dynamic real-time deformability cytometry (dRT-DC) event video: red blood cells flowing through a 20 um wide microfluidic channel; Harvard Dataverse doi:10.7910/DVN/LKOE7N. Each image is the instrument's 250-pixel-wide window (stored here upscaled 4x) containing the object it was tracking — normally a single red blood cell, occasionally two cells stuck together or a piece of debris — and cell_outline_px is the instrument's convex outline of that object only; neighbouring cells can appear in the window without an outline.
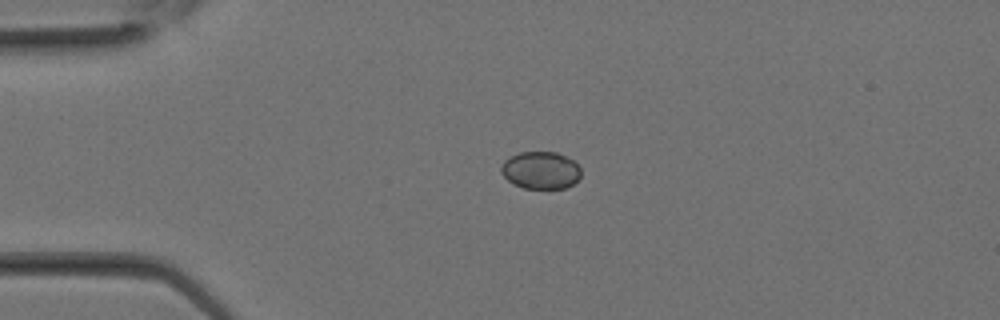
{"species": "Egyptian fruit bat (a non-hibernating species)", "species_latin": "Rousettus aegyptiacus", "temperature_condition": "room temperature", "stored_images_in_passage": 11, "camera_frame_rate_fps": 3000, "um_per_image_px": 0.085, "animal": {"sex": "female"}, "frame": {"image": 1, "passage_image": 7, "time_ms": 2.0, "image_size_px": [1000, 320], "cell_outline_px": [[580, 176], [572, 184], [564, 188], [524, 188], [512, 184], [500, 172], [500, 164], [508, 156], [520, 152], [556, 152], [572, 160], [580, 168]], "centroid_in_image_um": [45.89, 14.46], "position_along_channel_um": 39.1, "area_um2": 17.4}}
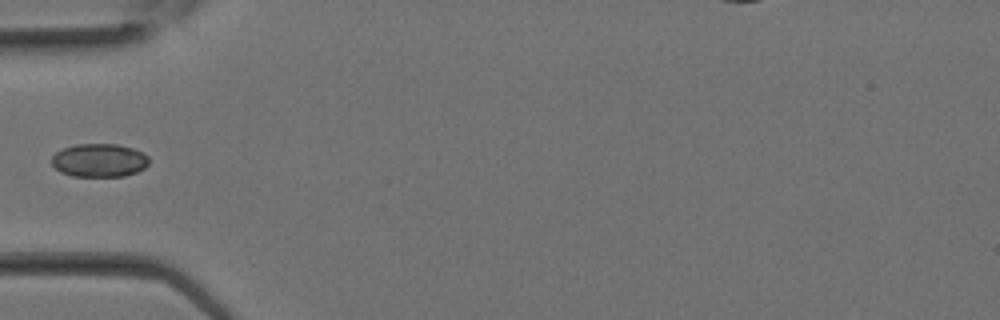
{"frame": {"image": 2, "passage_image": 10, "time_ms": 3.0, "image_size_px": [1000, 320], "cell_outline_px": [[148, 164], [144, 168], [136, 172], [124, 176], [72, 176], [60, 172], [52, 164], [52, 156], [56, 152], [64, 148], [76, 144], [116, 144], [132, 148], [144, 152], [148, 156]], "centroid_in_image_um": [8.44, 13.62], "position_along_channel_um": 76.6, "area_um2": 18.9}}